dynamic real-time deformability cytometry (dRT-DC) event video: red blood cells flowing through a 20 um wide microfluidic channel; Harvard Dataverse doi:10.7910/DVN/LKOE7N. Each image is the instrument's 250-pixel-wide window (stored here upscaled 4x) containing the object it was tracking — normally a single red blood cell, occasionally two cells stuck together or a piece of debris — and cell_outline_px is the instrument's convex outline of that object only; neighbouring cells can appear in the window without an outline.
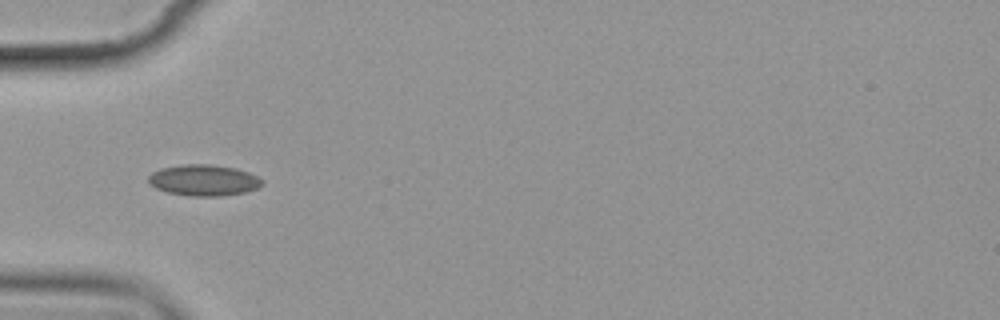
{"species": "common noctule bat (a hibernating species)", "species_latin": "Nyctalus noctula", "temperature_condition": "cold", "stored_images_in_passage": 8, "camera_frame_rate_fps": 3000, "um_per_image_px": 0.085, "animal": {"sex": "female", "body_mass_g": 19.9}, "frame": {"image": 1, "passage_image": 5, "time_ms": 5.333, "image_size_px": [1000, 320], "cell_outline_px": [[264, 184], [256, 188], [244, 192], [220, 196], [188, 196], [168, 192], [156, 188], [148, 184], [148, 176], [152, 172], [160, 168], [184, 164], [208, 164], [236, 168], [248, 172], [264, 180]], "centroid_in_image_um": [17.29, 15.31], "position_along_channel_um": 67.7, "area_um2": 20.69}}
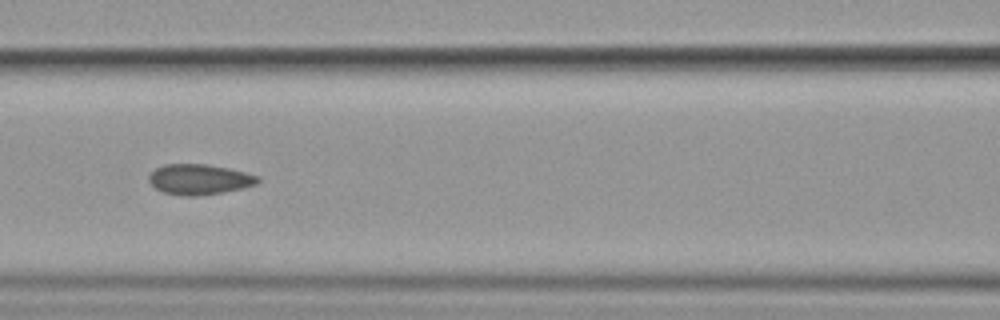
{"frame": {"image": 2, "passage_image": 7, "time_ms": 7.667, "image_size_px": [1000, 320], "cell_outline_px": [[260, 180], [256, 184], [244, 188], [224, 192], [196, 196], [184, 196], [164, 192], [156, 188], [148, 180], [148, 176], [156, 168], [164, 164], [208, 164], [228, 168], [260, 176]], "centroid_in_image_um": [16.96, 15.24], "position_along_channel_um": 149.6, "area_um2": 19.31}}
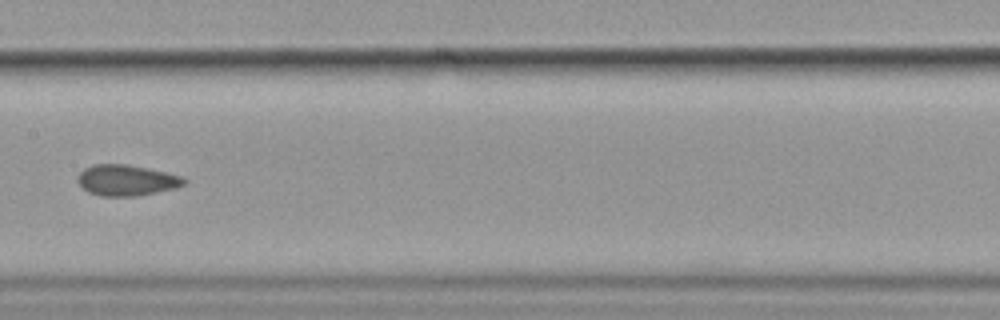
{"frame": {"image": 3, "passage_image": 8, "time_ms": 9.0, "image_size_px": [1000, 320], "cell_outline_px": [[188, 180], [184, 184], [176, 188], [136, 196], [100, 196], [88, 192], [76, 180], [76, 176], [84, 168], [92, 164], [128, 164], [184, 176]], "centroid_in_image_um": [10.75, 15.31], "position_along_channel_um": 196.7, "area_um2": 19.31}}